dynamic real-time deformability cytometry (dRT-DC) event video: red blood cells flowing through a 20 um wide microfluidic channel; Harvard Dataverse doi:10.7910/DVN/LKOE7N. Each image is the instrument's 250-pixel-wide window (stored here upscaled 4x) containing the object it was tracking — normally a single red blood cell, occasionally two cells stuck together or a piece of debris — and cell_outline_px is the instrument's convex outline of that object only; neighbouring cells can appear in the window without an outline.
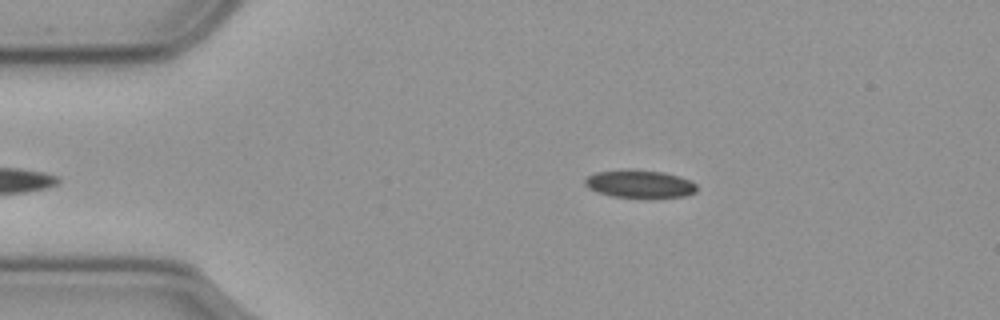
{"species": "common noctule bat (a hibernating species)", "species_latin": "Nyctalus noctula", "temperature_condition": "cold", "stored_images_in_passage": 41, "camera_frame_rate_fps": 3000, "um_per_image_px": 0.085, "animal": {"sex": "male", "body_mass_g": 23.1, "forearm_length_mm": 52.7}, "frame": {"image": 1, "passage_image": 2, "time_ms": 0.333, "image_size_px": [1000, 320], "cell_outline_px": [[696, 192], [684, 196], [612, 196], [596, 192], [588, 188], [584, 184], [584, 180], [588, 176], [596, 172], [628, 168], [664, 172], [680, 176], [692, 180], [696, 184]], "centroid_in_image_um": [54.35, 15.59], "position_along_channel_um": 30.7, "area_um2": 18.03}}
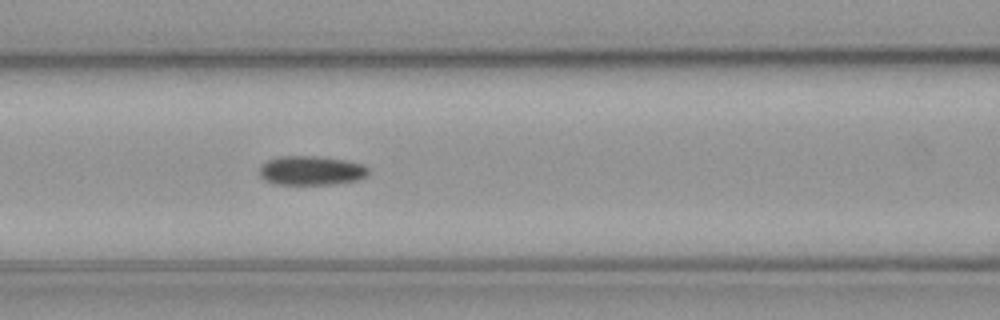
{"frame": {"image": 2, "passage_image": 15, "time_ms": 4.667, "image_size_px": [1000, 320], "cell_outline_px": [[368, 172], [364, 176], [356, 180], [332, 184], [276, 184], [264, 180], [260, 176], [260, 164], [268, 160], [280, 156], [320, 156], [344, 160], [364, 164], [368, 168]], "centroid_in_image_um": [26.42, 14.48], "position_along_channel_um": 140.2, "area_um2": 18.5}}
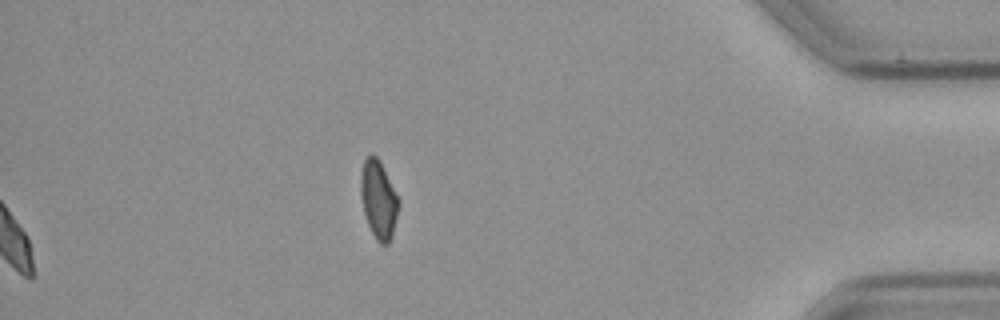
{"frame": {"image": 3, "passage_image": 41, "time_ms": 13.333, "image_size_px": [1000, 320], "cell_outline_px": [[400, 204], [392, 236], [388, 244], [380, 244], [376, 240], [368, 224], [364, 212], [360, 192], [360, 172], [364, 160], [368, 156], [376, 156], [380, 160], [400, 200]], "centroid_in_image_um": [32.18, 16.96], "position_along_channel_um": 403.0, "area_um2": 17.34}, "authors_computed_cell_mechanics": {"area_um2": 18.5538, "velocity_mm_per_s": 3.5939, "shape_relaxation_time_tau1_ms": 4.2662, "shape_relaxation_time_tau2_ms": null, "deformation_change_tau1": 0.1117, "deformation_change_tau2": null}}